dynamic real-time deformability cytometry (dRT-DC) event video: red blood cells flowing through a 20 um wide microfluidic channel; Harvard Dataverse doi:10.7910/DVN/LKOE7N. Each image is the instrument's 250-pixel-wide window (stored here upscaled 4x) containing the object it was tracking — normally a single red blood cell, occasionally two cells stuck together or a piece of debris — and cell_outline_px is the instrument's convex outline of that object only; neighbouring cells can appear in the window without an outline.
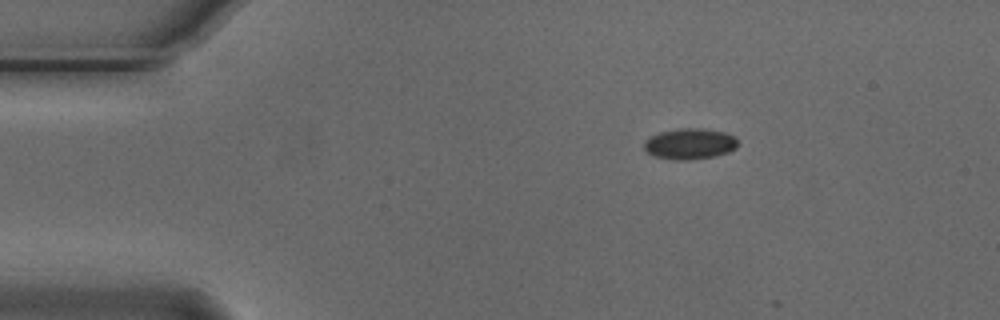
{"species": "Egyptian fruit bat (a non-hibernating species)", "species_latin": "Rousettus aegyptiacus", "temperature_condition": "cold", "stored_images_in_passage": 3, "camera_frame_rate_fps": 3000, "um_per_image_px": 0.085, "animal": {"sex": "male"}, "frame": {"image": 1, "passage_image": 1, "time_ms": 0.0, "image_size_px": [1000, 320], "cell_outline_px": [[736, 148], [728, 152], [712, 156], [688, 160], [672, 160], [656, 156], [648, 152], [644, 148], [644, 140], [660, 132], [680, 128], [704, 128], [724, 132], [732, 136], [736, 140]], "centroid_in_image_um": [58.6, 12.22], "position_along_channel_um": 26.4, "area_um2": 16.65}}
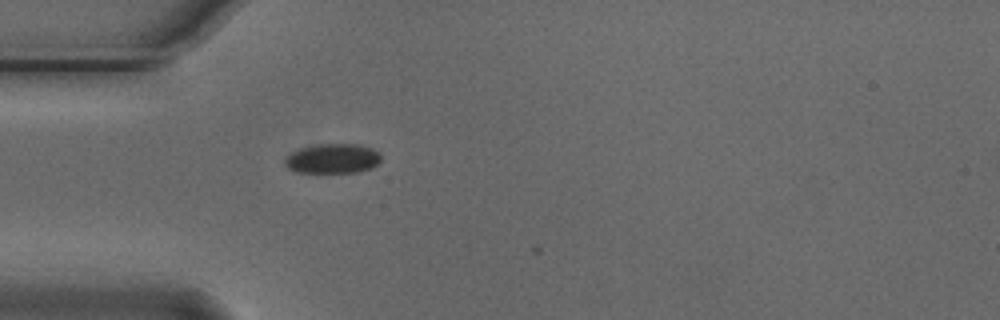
{"frame": {"image": 2, "passage_image": 3, "time_ms": 0.667, "image_size_px": [1000, 320], "cell_outline_px": [[380, 160], [372, 168], [356, 172], [296, 172], [288, 168], [284, 164], [284, 160], [292, 152], [300, 148], [320, 144], [356, 144], [372, 148], [380, 156]], "centroid_in_image_um": [28.25, 13.48], "position_along_channel_um": 56.7, "area_um2": 16.42}}